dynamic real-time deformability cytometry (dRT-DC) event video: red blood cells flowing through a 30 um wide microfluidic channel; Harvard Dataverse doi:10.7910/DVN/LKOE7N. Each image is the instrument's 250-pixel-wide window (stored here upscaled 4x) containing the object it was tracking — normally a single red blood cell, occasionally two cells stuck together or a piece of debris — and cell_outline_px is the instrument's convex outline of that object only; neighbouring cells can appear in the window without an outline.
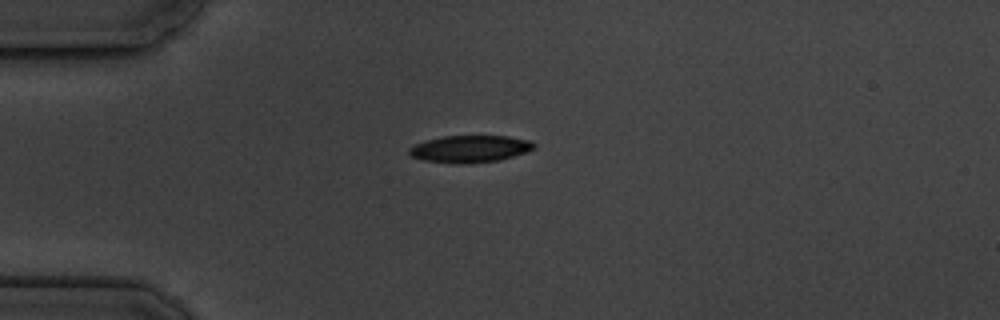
{"species": "common noctule bat (a hibernating species)", "species_latin": "Nyctalus noctula", "temperature_condition": "cold", "stored_images_in_passage": 2, "camera_frame_rate_fps": 3000, "um_per_image_px": 0.085, "animal": {"sex": "male", "body_mass_g": 19.5, "forearm_length_mm": 54.6}, "frame": {"image": 1, "passage_image": 1, "time_ms": 0.0, "image_size_px": [1000, 320], "cell_outline_px": [[536, 148], [500, 160], [468, 164], [456, 164], [424, 160], [412, 156], [408, 152], [408, 148], [416, 144], [428, 140], [444, 136], [508, 136], [532, 140], [536, 144]], "centroid_in_image_um": [39.98, 12.66], "position_along_channel_um": 45.0, "area_um2": 19.71}}